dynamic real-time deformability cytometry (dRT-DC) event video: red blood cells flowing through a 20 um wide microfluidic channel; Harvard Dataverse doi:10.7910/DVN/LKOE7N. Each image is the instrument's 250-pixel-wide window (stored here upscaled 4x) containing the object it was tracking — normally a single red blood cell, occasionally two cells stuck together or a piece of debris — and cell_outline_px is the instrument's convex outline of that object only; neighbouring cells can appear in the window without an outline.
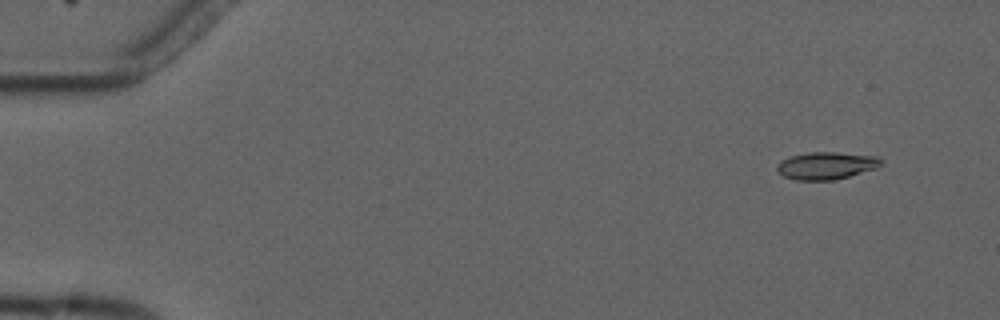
{"species": "common noctule bat (a hibernating species)", "species_latin": "Nyctalus noctula", "temperature_condition": "cold", "stored_images_in_passage": 7, "camera_frame_rate_fps": 3000, "um_per_image_px": 0.085, "animal": {"sex": "male", "forearm_length_mm": 52.5}, "frame": {"image": 1, "passage_image": 1, "time_ms": 0.0, "image_size_px": [1000, 320], "cell_outline_px": [[884, 164], [876, 168], [848, 176], [832, 180], [796, 180], [784, 176], [776, 172], [776, 168], [780, 160], [788, 156], [808, 152], [836, 152], [876, 156], [884, 160]], "centroid_in_image_um": [70.21, 14.06], "position_along_channel_um": 14.8, "area_um2": 16.76}}
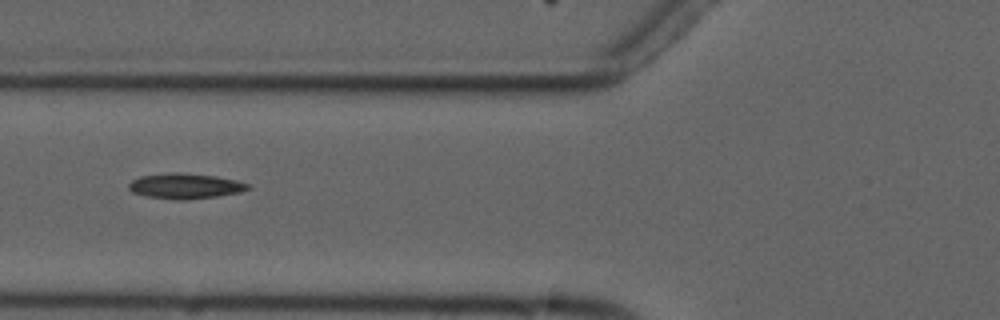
{"frame": {"image": 2, "passage_image": 6, "time_ms": 5.667, "image_size_px": [1000, 320], "cell_outline_px": [[252, 188], [240, 192], [216, 196], [184, 200], [172, 200], [148, 196], [132, 192], [128, 188], [128, 184], [132, 180], [140, 176], [172, 172], [180, 172], [216, 176], [236, 180], [248, 184]], "centroid_in_image_um": [15.73, 15.81], "position_along_channel_um": 110.1, "area_um2": 17.63}}
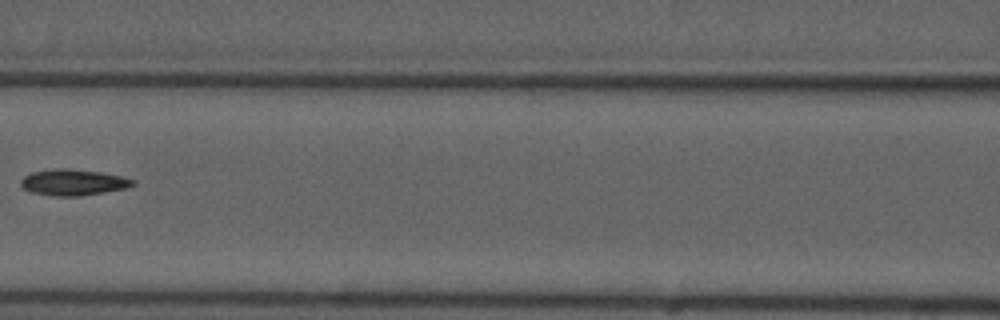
{"frame": {"image": 3, "passage_image": 7, "time_ms": 7.0, "image_size_px": [1000, 320], "cell_outline_px": [[136, 184], [128, 188], [80, 196], [56, 196], [32, 192], [24, 188], [20, 184], [20, 180], [24, 176], [32, 172], [56, 168], [64, 168], [100, 172], [120, 176], [136, 180]], "centroid_in_image_um": [6.24, 15.5], "position_along_channel_um": 160.4, "area_um2": 16.99}}